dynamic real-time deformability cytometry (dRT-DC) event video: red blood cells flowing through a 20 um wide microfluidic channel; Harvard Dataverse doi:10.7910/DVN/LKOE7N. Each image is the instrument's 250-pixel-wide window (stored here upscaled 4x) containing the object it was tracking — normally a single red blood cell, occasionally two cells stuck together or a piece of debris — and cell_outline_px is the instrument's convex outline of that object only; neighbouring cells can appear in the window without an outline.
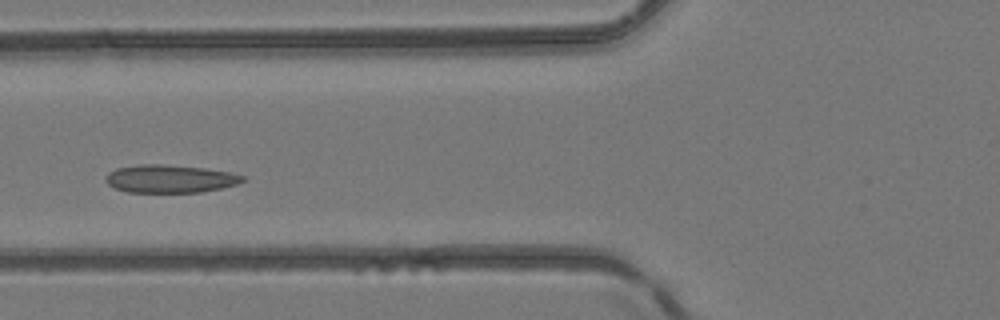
{"species": "common noctule bat (a hibernating species)", "species_latin": "Nyctalus noctula", "temperature_condition": "room temperature", "stored_images_in_passage": 5, "camera_frame_rate_fps": 3000, "um_per_image_px": 0.085, "animal": {"sex": "female", "body_mass_g": 24.6, "forearm_length_mm": 56.2}, "frame": {"image": 1, "passage_image": 4, "time_ms": 3.667, "image_size_px": [1000, 320], "cell_outline_px": [[248, 180], [236, 184], [220, 188], [200, 192], [128, 192], [116, 188], [108, 184], [104, 180], [108, 172], [116, 168], [140, 164], [160, 164], [204, 168], [228, 172], [244, 176]], "centroid_in_image_um": [14.43, 15.19], "position_along_channel_um": 111.4, "area_um2": 22.2}}
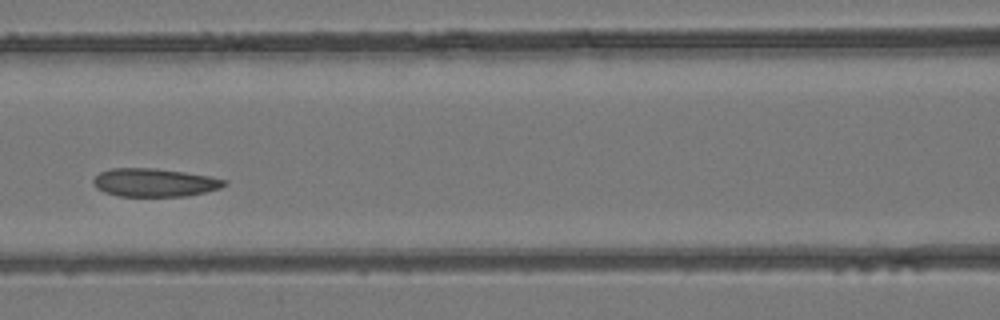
{"frame": {"image": 2, "passage_image": 5, "time_ms": 4.667, "image_size_px": [1000, 320], "cell_outline_px": [[228, 184], [220, 188], [188, 196], [120, 196], [104, 192], [96, 188], [92, 184], [92, 180], [100, 172], [112, 168], [156, 168], [184, 172], [208, 176], [228, 180]], "centroid_in_image_um": [13.12, 15.51], "position_along_channel_um": 153.5, "area_um2": 21.62}}